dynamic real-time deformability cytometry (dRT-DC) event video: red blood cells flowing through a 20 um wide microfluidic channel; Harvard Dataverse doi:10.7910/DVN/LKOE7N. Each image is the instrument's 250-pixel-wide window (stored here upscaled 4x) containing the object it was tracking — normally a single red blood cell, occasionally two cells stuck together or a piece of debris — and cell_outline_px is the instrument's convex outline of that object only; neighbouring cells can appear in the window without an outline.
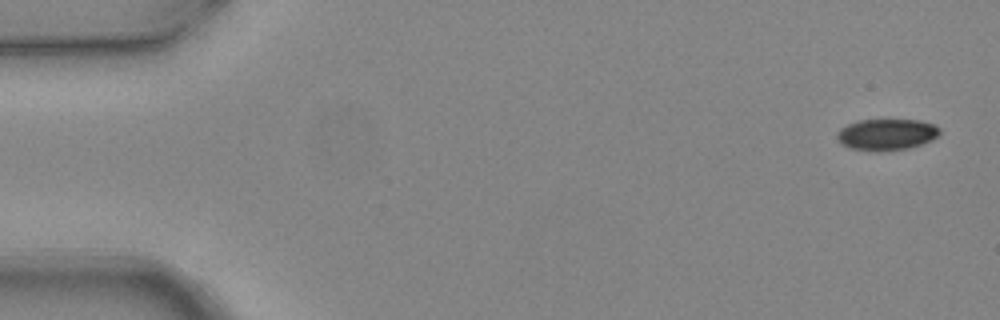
{"species": "common noctule bat (a hibernating species)", "species_latin": "Nyctalus noctula", "temperature_condition": "warm", "stored_images_in_passage": 5, "camera_frame_rate_fps": 3000, "um_per_image_px": 0.085, "animal": {"sex": "female", "body_mass_g": 24.6, "forearm_length_mm": 56.2}, "frame": {"image": 1, "passage_image": 1, "time_ms": 0.0, "image_size_px": [1000, 320], "cell_outline_px": [[940, 132], [932, 140], [908, 148], [880, 152], [848, 148], [840, 144], [836, 136], [836, 132], [840, 128], [848, 124], [860, 120], [920, 120], [932, 124], [940, 128]], "centroid_in_image_um": [75.31, 11.44], "position_along_channel_um": 9.7, "area_um2": 18.84}}
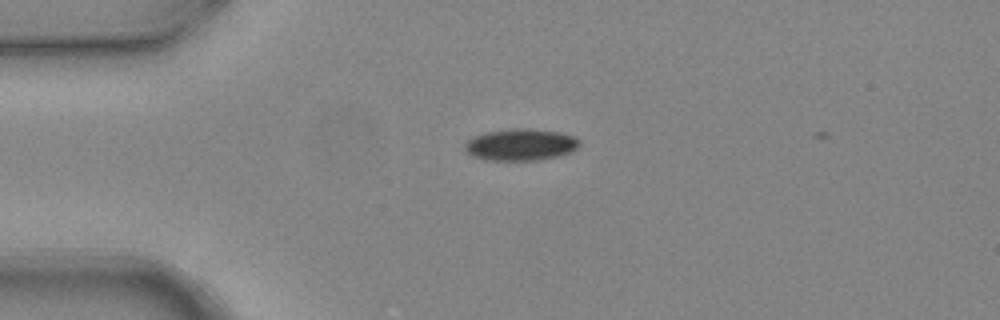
{"frame": {"image": 2, "passage_image": 4, "time_ms": 1.0, "image_size_px": [1000, 320], "cell_outline_px": [[580, 144], [572, 152], [556, 156], [536, 160], [488, 160], [472, 156], [464, 148], [464, 144], [468, 140], [484, 132], [516, 128], [528, 128], [556, 132], [572, 136], [580, 140]], "centroid_in_image_um": [44.24, 12.3], "position_along_channel_um": 40.8, "area_um2": 20.98}}